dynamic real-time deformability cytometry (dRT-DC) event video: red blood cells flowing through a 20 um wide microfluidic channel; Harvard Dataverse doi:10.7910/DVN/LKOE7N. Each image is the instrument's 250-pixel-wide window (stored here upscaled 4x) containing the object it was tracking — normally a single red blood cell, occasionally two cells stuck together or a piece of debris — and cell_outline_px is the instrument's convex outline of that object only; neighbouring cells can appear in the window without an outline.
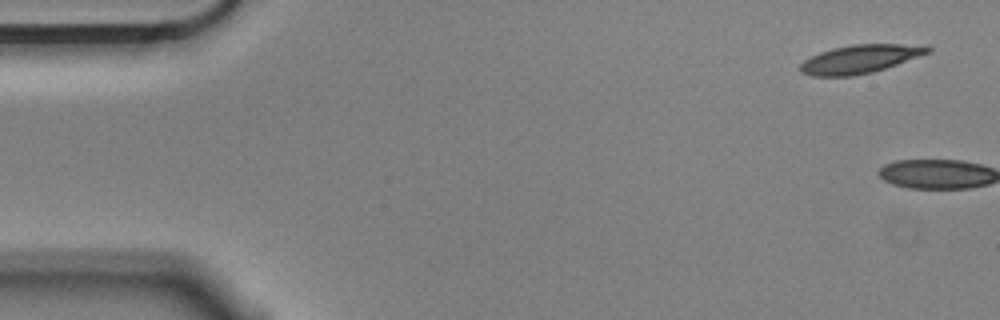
{"species": "Egyptian fruit bat (a non-hibernating species)", "species_latin": "Rousettus aegyptiacus", "temperature_condition": "cold", "stored_images_in_passage": 7, "camera_frame_rate_fps": 3000, "um_per_image_px": 0.085, "animal": {"sex": "male"}, "frame": {"image": 1, "passage_image": 1, "time_ms": 0.0, "image_size_px": [1000, 320], "cell_outline_px": [[932, 52], [872, 72], [852, 76], [812, 76], [800, 72], [800, 64], [804, 60], [820, 52], [832, 48], [852, 44], [928, 44], [932, 48]], "centroid_in_image_um": [73.14, 5.0], "position_along_channel_um": 11.9, "area_um2": 21.21}}